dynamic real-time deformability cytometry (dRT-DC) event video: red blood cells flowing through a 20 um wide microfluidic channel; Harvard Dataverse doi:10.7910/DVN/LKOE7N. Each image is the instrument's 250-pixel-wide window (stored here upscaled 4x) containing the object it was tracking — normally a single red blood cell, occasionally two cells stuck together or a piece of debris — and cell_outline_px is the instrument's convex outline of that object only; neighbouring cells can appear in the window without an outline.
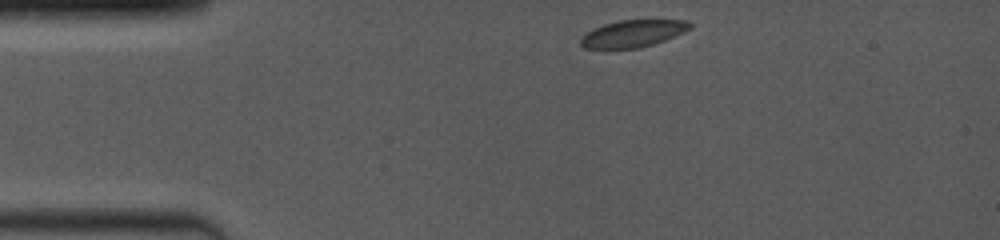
{"species": "common noctule bat (a hibernating species)", "species_latin": "Nyctalus noctula", "temperature_condition": "room temperature", "stored_images_in_passage": 49, "camera_frame_rate_fps": 4000, "um_per_image_px": 0.085, "animal": {"sex": "female", "body_mass_g": 19.0, "forearm_length_mm": 53.3}, "frame": {"image": 1, "passage_image": 1, "time_ms": 0.0, "image_size_px": [1000, 240], "cell_outline_px": [[692, 28], [676, 36], [652, 44], [636, 48], [584, 48], [580, 44], [580, 36], [604, 24], [620, 20], [688, 20], [692, 24]], "centroid_in_image_um": [53.82, 2.84], "position_along_channel_um": 31.2, "area_um2": 17.11}}
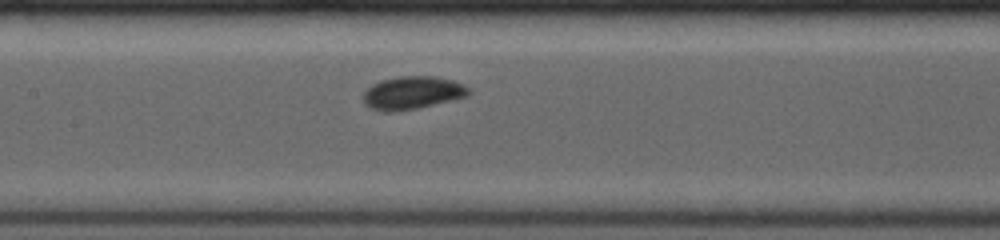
{"frame": {"image": 2, "passage_image": 26, "time_ms": 4.75, "image_size_px": [1000, 240], "cell_outline_px": [[472, 92], [468, 96], [416, 108], [388, 112], [384, 112], [368, 108], [364, 104], [364, 92], [372, 84], [380, 80], [400, 76], [436, 76], [452, 80], [464, 84]], "centroid_in_image_um": [35.04, 7.88], "position_along_channel_um": 172.4, "area_um2": 20.23}}
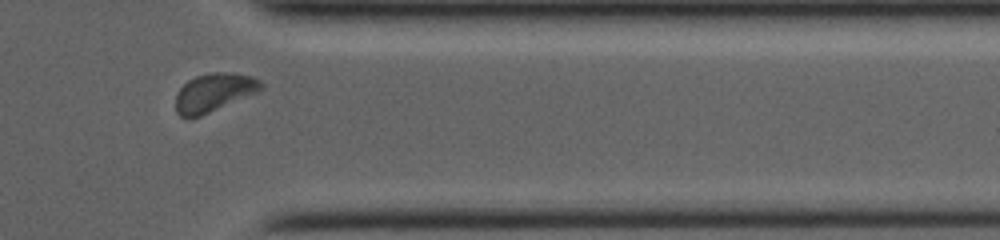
{"frame": {"image": 3, "passage_image": 43, "time_ms": 10.25, "image_size_px": [1000, 240], "cell_outline_px": [[264, 88], [260, 92], [200, 116], [188, 120], [180, 116], [176, 112], [176, 92], [188, 80], [196, 76], [208, 72], [232, 72], [252, 76], [260, 80], [264, 84]], "centroid_in_image_um": [18.21, 7.87], "position_along_channel_um": 393.2, "area_um2": 19.59}, "authors_computed_cell_mechanics": {"area_um2": 18.6116, "velocity_mm_per_s": 4.0217, "shape_relaxation_time_tau1_ms": 4.7567, "shape_relaxation_time_tau2_ms": null, "deformation_change_tau1": 0.1201, "deformation_change_tau2": null}}